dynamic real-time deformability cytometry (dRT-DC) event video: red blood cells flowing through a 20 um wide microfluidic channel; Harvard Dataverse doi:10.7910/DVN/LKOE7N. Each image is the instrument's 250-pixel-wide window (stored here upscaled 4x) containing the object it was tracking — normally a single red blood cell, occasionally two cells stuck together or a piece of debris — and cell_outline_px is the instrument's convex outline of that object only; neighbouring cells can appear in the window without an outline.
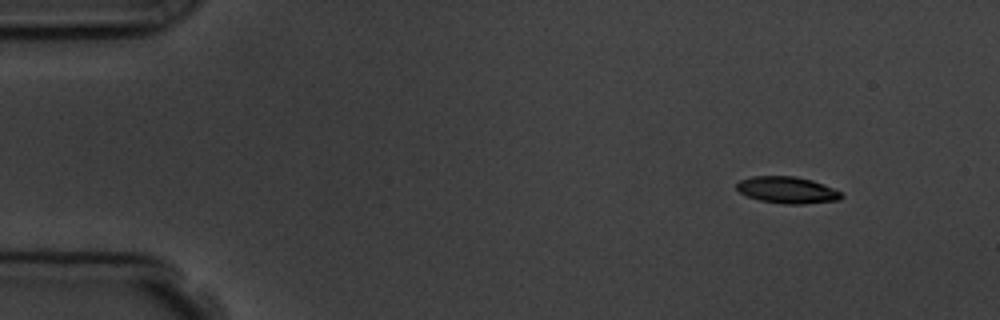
{"species": "common noctule bat (a hibernating species)", "species_latin": "Nyctalus noctula", "temperature_condition": "room temperature", "stored_images_in_passage": 4, "camera_frame_rate_fps": 3000, "um_per_image_px": 0.085, "animal": {"sex": "male", "body_mass_g": 19.5, "forearm_length_mm": 54.6}, "frame": {"image": 1, "passage_image": 1, "time_ms": 0.0, "image_size_px": [1000, 320], "cell_outline_px": [[844, 196], [840, 200], [804, 204], [784, 204], [760, 200], [748, 196], [740, 192], [736, 188], [736, 184], [740, 180], [752, 176], [796, 176], [812, 180], [824, 184], [840, 192]], "centroid_in_image_um": [66.93, 16.15], "position_along_channel_um": 18.1, "area_um2": 16.3}}
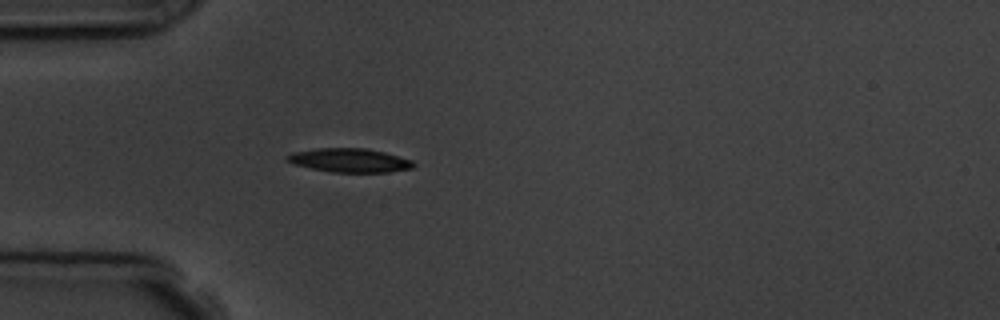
{"frame": {"image": 2, "passage_image": 4, "time_ms": 3.333, "image_size_px": [1000, 320], "cell_outline_px": [[416, 164], [412, 168], [388, 172], [332, 172], [292, 164], [284, 160], [284, 156], [292, 152], [316, 148], [364, 148], [384, 152], [412, 160]], "centroid_in_image_um": [29.66, 13.62], "position_along_channel_um": 55.3, "area_um2": 17.63}}